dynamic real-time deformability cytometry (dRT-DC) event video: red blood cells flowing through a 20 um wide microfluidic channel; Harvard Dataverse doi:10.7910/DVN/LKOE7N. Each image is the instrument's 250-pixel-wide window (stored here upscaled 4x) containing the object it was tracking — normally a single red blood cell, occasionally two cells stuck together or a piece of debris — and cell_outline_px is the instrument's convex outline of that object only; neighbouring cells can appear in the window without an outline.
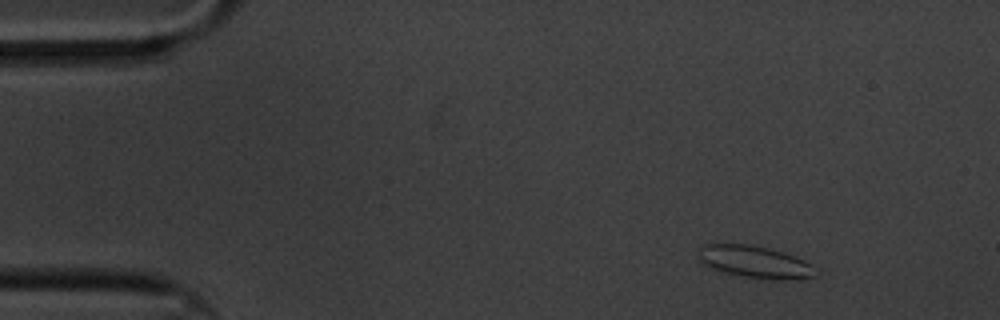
{"species": "common noctule bat (a hibernating species)", "species_latin": "Nyctalus noctula", "temperature_condition": "cold", "stored_images_in_passage": 54, "camera_frame_rate_fps": 3000, "um_per_image_px": 0.085, "animal": {"sex": "male", "body_mass_g": 20.1, "forearm_length_mm": 53.5}, "frame": {"image": 1, "passage_image": 1, "time_ms": 0.0, "image_size_px": [1000, 320], "cell_outline_px": [[816, 276], [792, 280], [772, 280], [744, 276], [724, 272], [700, 264], [700, 248], [704, 244], [748, 244], [768, 248], [796, 256], [812, 264]], "centroid_in_image_um": [64.18, 22.27], "position_along_channel_um": 20.8, "area_um2": 21.91}}
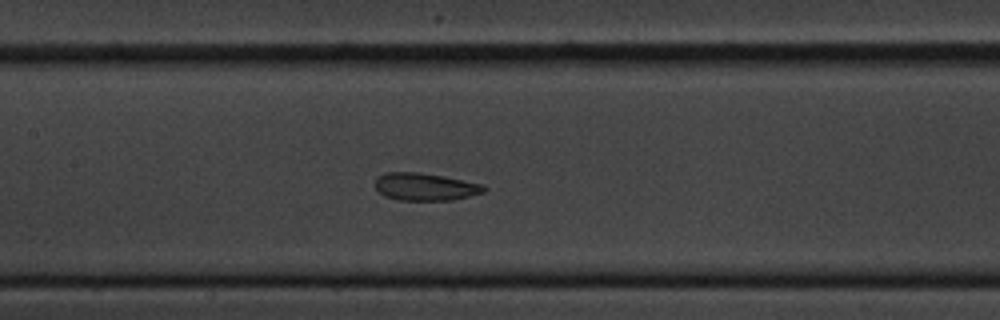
{"frame": {"image": 2, "passage_image": 22, "time_ms": 7.0, "image_size_px": [1000, 320], "cell_outline_px": [[488, 188], [484, 192], [452, 200], [396, 200], [384, 196], [376, 188], [376, 176], [384, 172], [416, 172], [444, 176], [480, 184]], "centroid_in_image_um": [36.1, 15.87], "position_along_channel_um": 171.3, "area_um2": 17.4}}
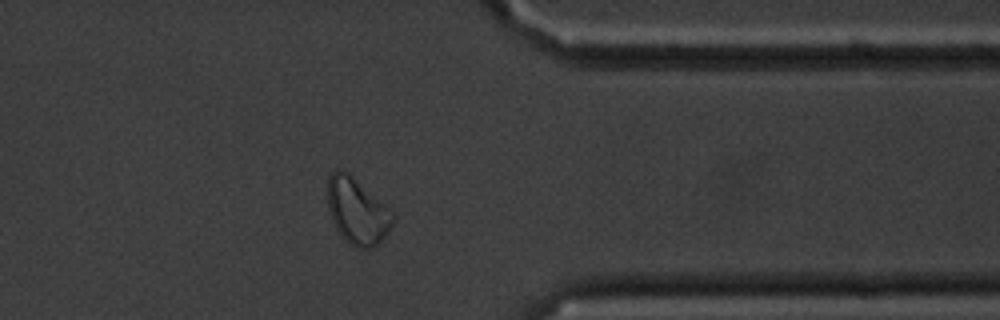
{"frame": {"image": 3, "passage_image": 42, "time_ms": 13.667, "image_size_px": [1000, 320], "cell_outline_px": [[396, 216], [388, 232], [372, 248], [360, 248], [344, 240], [336, 228], [332, 220], [328, 208], [328, 176], [336, 168], [340, 168], [348, 172], [384, 204]], "centroid_in_image_um": [30.34, 17.92], "position_along_channel_um": 381.1, "area_um2": 24.85}, "authors_computed_cell_mechanics": {"area_um2": 18.9873, "velocity_mm_per_s": 3.2935, "shape_relaxation_time_tau1_ms": 4.8691, "shape_relaxation_time_tau2_ms": 1.5421, "deformation_change_tau1": 0.1133, "deformation_change_tau2": 0.0637}}